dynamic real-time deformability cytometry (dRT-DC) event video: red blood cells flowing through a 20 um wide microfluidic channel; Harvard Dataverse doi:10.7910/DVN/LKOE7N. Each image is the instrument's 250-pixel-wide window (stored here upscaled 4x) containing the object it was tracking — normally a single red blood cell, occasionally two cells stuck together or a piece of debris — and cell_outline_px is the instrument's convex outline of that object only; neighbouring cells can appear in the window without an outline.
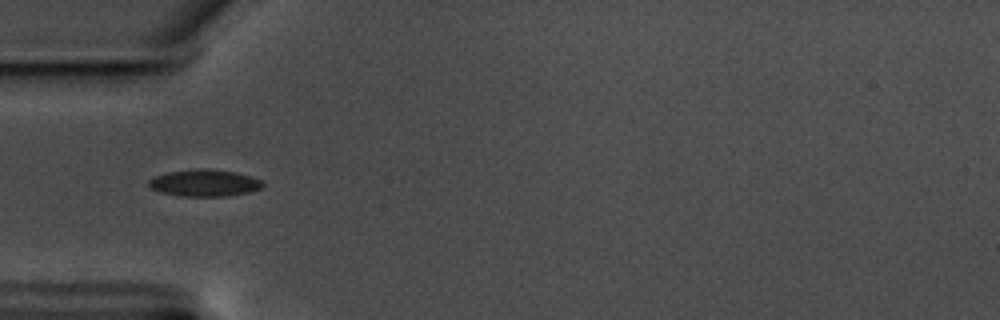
{"species": "common noctule bat (a hibernating species)", "species_latin": "Nyctalus noctula", "temperature_condition": "warm", "stored_images_in_passage": 40, "camera_frame_rate_fps": 3000, "um_per_image_px": 0.085, "animal": {"sex": "male", "body_mass_g": 17.5, "forearm_length_mm": 52.3}, "frame": {"image": 1, "passage_image": 1, "time_ms": 0.0, "image_size_px": [1000, 320], "cell_outline_px": [[264, 188], [252, 192], [224, 196], [180, 196], [160, 192], [152, 188], [148, 184], [148, 180], [152, 176], [168, 172], [200, 168], [208, 168], [236, 172], [252, 176], [264, 180]], "centroid_in_image_um": [17.43, 15.54], "position_along_channel_um": 67.6, "area_um2": 18.21}}
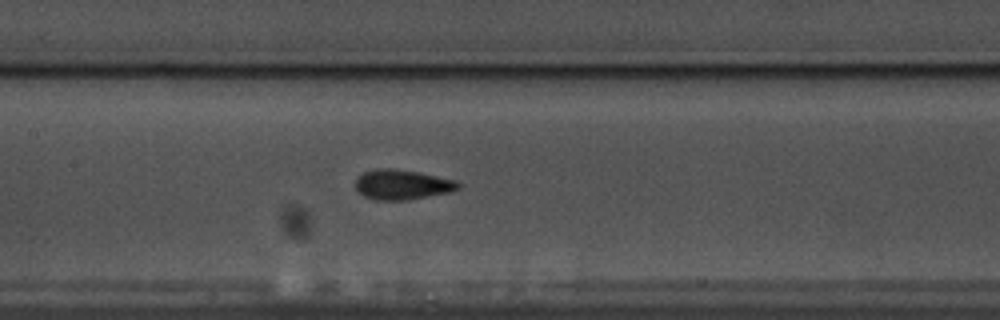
{"frame": {"image": 2, "passage_image": 10, "time_ms": 3.0, "image_size_px": [1000, 320], "cell_outline_px": [[460, 188], [448, 192], [408, 200], [376, 200], [364, 196], [356, 192], [356, 180], [364, 172], [376, 168], [392, 168], [420, 172], [456, 180], [460, 184]], "centroid_in_image_um": [34.17, 15.69], "position_along_channel_um": 173.2, "area_um2": 17.98}}
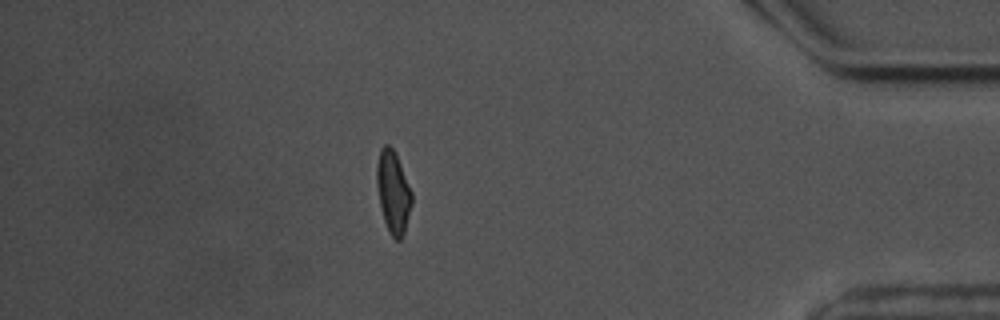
{"frame": {"image": 3, "passage_image": 33, "time_ms": 10.667, "image_size_px": [1000, 320], "cell_outline_px": [[412, 204], [404, 232], [400, 240], [396, 240], [392, 236], [384, 220], [380, 204], [376, 184], [376, 164], [380, 148], [384, 144], [388, 144], [396, 152], [412, 192]], "centroid_in_image_um": [33.41, 16.26], "position_along_channel_um": 401.8, "area_um2": 16.82}, "authors_computed_cell_mechanics": {"area_um2": 16.9354, "velocity_mm_per_s": 3.5333, "shape_relaxation_time_tau1_ms": 3.9167, "shape_relaxation_time_tau2_ms": 1.2533, "deformation_change_tau1": 0.1432, "deformation_change_tau2": 0.0663}}